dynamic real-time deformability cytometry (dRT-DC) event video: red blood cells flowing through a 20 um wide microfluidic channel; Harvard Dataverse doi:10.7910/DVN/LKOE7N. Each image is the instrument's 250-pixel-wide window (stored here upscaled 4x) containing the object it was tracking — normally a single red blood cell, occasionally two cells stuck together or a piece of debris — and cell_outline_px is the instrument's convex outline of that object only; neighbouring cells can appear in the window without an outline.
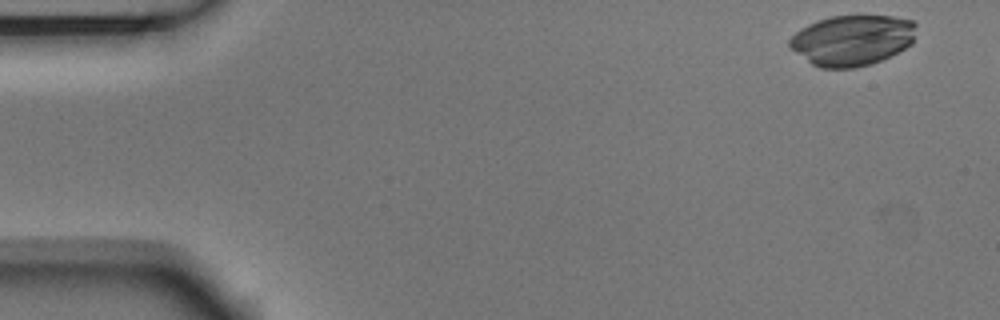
{"species": "Egyptian fruit bat (a non-hibernating species)", "species_latin": "Rousettus aegyptiacus", "temperature_condition": "room temperature", "stored_images_in_passage": 9, "camera_frame_rate_fps": 3000, "um_per_image_px": 0.085, "animal": {"sex": "male"}, "frame": {"image": 1, "passage_image": 2, "time_ms": 0.333, "image_size_px": [1000, 320], "cell_outline_px": [[916, 24], [912, 44], [872, 64], [852, 68], [820, 68], [812, 64], [792, 48], [788, 44], [788, 40], [800, 28], [816, 20], [832, 16], [892, 16], [912, 20]], "centroid_in_image_um": [72.43, 3.41], "position_along_channel_um": 12.6, "area_um2": 37.11}}